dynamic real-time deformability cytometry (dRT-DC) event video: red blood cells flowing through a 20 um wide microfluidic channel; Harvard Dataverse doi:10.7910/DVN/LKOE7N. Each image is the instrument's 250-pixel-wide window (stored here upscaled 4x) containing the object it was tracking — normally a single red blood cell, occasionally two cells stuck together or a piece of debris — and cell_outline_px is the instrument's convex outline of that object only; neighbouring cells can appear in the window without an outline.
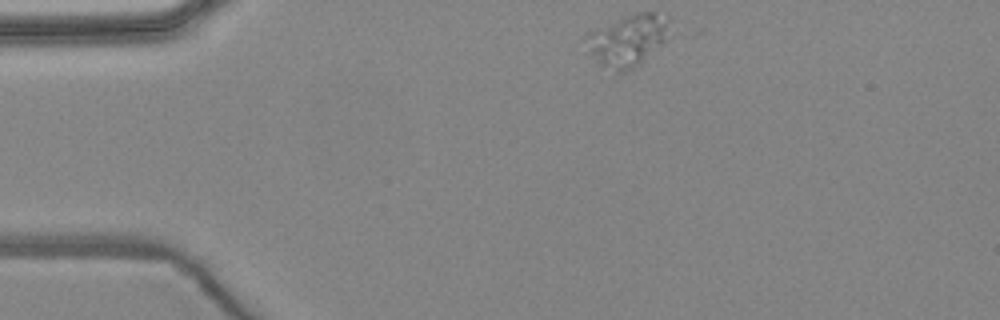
{"species": "common noctule bat (a hibernating species)", "species_latin": "Nyctalus noctula", "temperature_condition": "warm", "stored_images_in_passage": 2, "camera_frame_rate_fps": 3000, "um_per_image_px": 0.085, "animal": {"sex": "female", "body_mass_g": 24.6, "forearm_length_mm": 56.2}, "frame": {"image": 1, "passage_image": 1, "time_ms": 0.0, "image_size_px": [1000, 320], "cell_outline_px": [[668, 20], [664, 40], [632, 68], [624, 72], [616, 72], [604, 64], [592, 52], [588, 36], [592, 32], [600, 28], [636, 12], [652, 12]], "centroid_in_image_um": [53.39, 3.4], "position_along_channel_um": 31.6, "area_um2": 22.6}}